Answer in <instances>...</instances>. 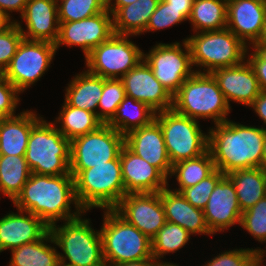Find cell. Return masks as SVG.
<instances>
[{
  "label": "cell",
  "instance_id": "6da1fadb",
  "mask_svg": "<svg viewBox=\"0 0 266 266\" xmlns=\"http://www.w3.org/2000/svg\"><path fill=\"white\" fill-rule=\"evenodd\" d=\"M13 203L17 210L38 216L48 227L57 224L59 220H72L85 213L76 199L71 174L51 176L31 173ZM73 203L76 210L74 213L70 206Z\"/></svg>",
  "mask_w": 266,
  "mask_h": 266
},
{
  "label": "cell",
  "instance_id": "7a4b0ae2",
  "mask_svg": "<svg viewBox=\"0 0 266 266\" xmlns=\"http://www.w3.org/2000/svg\"><path fill=\"white\" fill-rule=\"evenodd\" d=\"M266 128L226 120L208 132V151L215 168L225 175L235 170L260 168Z\"/></svg>",
  "mask_w": 266,
  "mask_h": 266
},
{
  "label": "cell",
  "instance_id": "3957f363",
  "mask_svg": "<svg viewBox=\"0 0 266 266\" xmlns=\"http://www.w3.org/2000/svg\"><path fill=\"white\" fill-rule=\"evenodd\" d=\"M195 71L173 95L172 109L195 120L210 118L214 124L225 122L231 107L216 80L211 73Z\"/></svg>",
  "mask_w": 266,
  "mask_h": 266
},
{
  "label": "cell",
  "instance_id": "277c9868",
  "mask_svg": "<svg viewBox=\"0 0 266 266\" xmlns=\"http://www.w3.org/2000/svg\"><path fill=\"white\" fill-rule=\"evenodd\" d=\"M75 195L84 212L114 209L125 195L120 154L107 164L93 165L74 177Z\"/></svg>",
  "mask_w": 266,
  "mask_h": 266
},
{
  "label": "cell",
  "instance_id": "5b68a950",
  "mask_svg": "<svg viewBox=\"0 0 266 266\" xmlns=\"http://www.w3.org/2000/svg\"><path fill=\"white\" fill-rule=\"evenodd\" d=\"M25 159L35 174H71L70 140L64 137L55 123H48L41 117L31 129Z\"/></svg>",
  "mask_w": 266,
  "mask_h": 266
},
{
  "label": "cell",
  "instance_id": "8992f818",
  "mask_svg": "<svg viewBox=\"0 0 266 266\" xmlns=\"http://www.w3.org/2000/svg\"><path fill=\"white\" fill-rule=\"evenodd\" d=\"M104 213L100 233L106 266L154 258L151 239L114 209H106Z\"/></svg>",
  "mask_w": 266,
  "mask_h": 266
},
{
  "label": "cell",
  "instance_id": "52a82bcc",
  "mask_svg": "<svg viewBox=\"0 0 266 266\" xmlns=\"http://www.w3.org/2000/svg\"><path fill=\"white\" fill-rule=\"evenodd\" d=\"M89 221L80 215L60 227L56 224L49 227L54 244L65 254L58 253L60 262L69 266H106L101 233L92 229Z\"/></svg>",
  "mask_w": 266,
  "mask_h": 266
},
{
  "label": "cell",
  "instance_id": "ba28073f",
  "mask_svg": "<svg viewBox=\"0 0 266 266\" xmlns=\"http://www.w3.org/2000/svg\"><path fill=\"white\" fill-rule=\"evenodd\" d=\"M185 40L190 49L192 64L207 68L203 69L205 73L240 65L249 51L248 46L228 28L197 32Z\"/></svg>",
  "mask_w": 266,
  "mask_h": 266
},
{
  "label": "cell",
  "instance_id": "9c48e42d",
  "mask_svg": "<svg viewBox=\"0 0 266 266\" xmlns=\"http://www.w3.org/2000/svg\"><path fill=\"white\" fill-rule=\"evenodd\" d=\"M171 164L198 157L208 150V134L202 132L197 120L173 109L156 113Z\"/></svg>",
  "mask_w": 266,
  "mask_h": 266
},
{
  "label": "cell",
  "instance_id": "30bf717a",
  "mask_svg": "<svg viewBox=\"0 0 266 266\" xmlns=\"http://www.w3.org/2000/svg\"><path fill=\"white\" fill-rule=\"evenodd\" d=\"M124 145V135L101 125L97 130L73 138L70 141V173L73 178L93 165L107 164L115 160Z\"/></svg>",
  "mask_w": 266,
  "mask_h": 266
},
{
  "label": "cell",
  "instance_id": "8fae6325",
  "mask_svg": "<svg viewBox=\"0 0 266 266\" xmlns=\"http://www.w3.org/2000/svg\"><path fill=\"white\" fill-rule=\"evenodd\" d=\"M128 38L129 35L114 33L95 47L85 57L87 71L105 79H119L127 74L143 59L144 53Z\"/></svg>",
  "mask_w": 266,
  "mask_h": 266
},
{
  "label": "cell",
  "instance_id": "7c38bea8",
  "mask_svg": "<svg viewBox=\"0 0 266 266\" xmlns=\"http://www.w3.org/2000/svg\"><path fill=\"white\" fill-rule=\"evenodd\" d=\"M56 52L53 43L23 39L3 76L21 93L45 74Z\"/></svg>",
  "mask_w": 266,
  "mask_h": 266
},
{
  "label": "cell",
  "instance_id": "4fadbf2b",
  "mask_svg": "<svg viewBox=\"0 0 266 266\" xmlns=\"http://www.w3.org/2000/svg\"><path fill=\"white\" fill-rule=\"evenodd\" d=\"M171 44L158 43L151 48L149 53H143V59L150 66L155 78L173 96L196 71L192 70L193 64L190 49L184 39ZM184 46V49H182ZM184 50V51H183Z\"/></svg>",
  "mask_w": 266,
  "mask_h": 266
},
{
  "label": "cell",
  "instance_id": "5bb4252c",
  "mask_svg": "<svg viewBox=\"0 0 266 266\" xmlns=\"http://www.w3.org/2000/svg\"><path fill=\"white\" fill-rule=\"evenodd\" d=\"M114 210L151 240L166 223L160 192L128 193Z\"/></svg>",
  "mask_w": 266,
  "mask_h": 266
},
{
  "label": "cell",
  "instance_id": "9a60e30c",
  "mask_svg": "<svg viewBox=\"0 0 266 266\" xmlns=\"http://www.w3.org/2000/svg\"><path fill=\"white\" fill-rule=\"evenodd\" d=\"M112 16L106 9L79 21L59 22L56 50L60 45L80 46L86 57L95 47L114 34Z\"/></svg>",
  "mask_w": 266,
  "mask_h": 266
},
{
  "label": "cell",
  "instance_id": "2e32d148",
  "mask_svg": "<svg viewBox=\"0 0 266 266\" xmlns=\"http://www.w3.org/2000/svg\"><path fill=\"white\" fill-rule=\"evenodd\" d=\"M120 79L126 96L144 102L156 112L172 109L173 96L155 78L144 59Z\"/></svg>",
  "mask_w": 266,
  "mask_h": 266
},
{
  "label": "cell",
  "instance_id": "e0dca14e",
  "mask_svg": "<svg viewBox=\"0 0 266 266\" xmlns=\"http://www.w3.org/2000/svg\"><path fill=\"white\" fill-rule=\"evenodd\" d=\"M125 195L128 193H155L167 187V177L155 166L132 152L125 144L120 151Z\"/></svg>",
  "mask_w": 266,
  "mask_h": 266
},
{
  "label": "cell",
  "instance_id": "ac0fdd59",
  "mask_svg": "<svg viewBox=\"0 0 266 266\" xmlns=\"http://www.w3.org/2000/svg\"><path fill=\"white\" fill-rule=\"evenodd\" d=\"M203 212L212 234L224 232L236 223L240 225L242 210L234 184L226 175L216 184Z\"/></svg>",
  "mask_w": 266,
  "mask_h": 266
},
{
  "label": "cell",
  "instance_id": "d6986e66",
  "mask_svg": "<svg viewBox=\"0 0 266 266\" xmlns=\"http://www.w3.org/2000/svg\"><path fill=\"white\" fill-rule=\"evenodd\" d=\"M265 18L266 0L227 1L226 28L232 31L245 45L252 44L253 48L259 40Z\"/></svg>",
  "mask_w": 266,
  "mask_h": 266
},
{
  "label": "cell",
  "instance_id": "ffe728a7",
  "mask_svg": "<svg viewBox=\"0 0 266 266\" xmlns=\"http://www.w3.org/2000/svg\"><path fill=\"white\" fill-rule=\"evenodd\" d=\"M245 61L237 66L218 68L211 72L229 106L233 100L250 107L261 92L253 68Z\"/></svg>",
  "mask_w": 266,
  "mask_h": 266
},
{
  "label": "cell",
  "instance_id": "44dd1931",
  "mask_svg": "<svg viewBox=\"0 0 266 266\" xmlns=\"http://www.w3.org/2000/svg\"><path fill=\"white\" fill-rule=\"evenodd\" d=\"M124 144L135 154L158 168L167 178L172 164L167 153L160 125L154 120L150 125L130 131Z\"/></svg>",
  "mask_w": 266,
  "mask_h": 266
},
{
  "label": "cell",
  "instance_id": "7402d4cb",
  "mask_svg": "<svg viewBox=\"0 0 266 266\" xmlns=\"http://www.w3.org/2000/svg\"><path fill=\"white\" fill-rule=\"evenodd\" d=\"M58 4L55 0H28L20 16L25 20L28 31L15 21L24 39L56 43L59 34Z\"/></svg>",
  "mask_w": 266,
  "mask_h": 266
},
{
  "label": "cell",
  "instance_id": "603a6c76",
  "mask_svg": "<svg viewBox=\"0 0 266 266\" xmlns=\"http://www.w3.org/2000/svg\"><path fill=\"white\" fill-rule=\"evenodd\" d=\"M0 218V252L40 240L49 227L28 211L18 210ZM25 213V214H23Z\"/></svg>",
  "mask_w": 266,
  "mask_h": 266
},
{
  "label": "cell",
  "instance_id": "cb8c5ba5",
  "mask_svg": "<svg viewBox=\"0 0 266 266\" xmlns=\"http://www.w3.org/2000/svg\"><path fill=\"white\" fill-rule=\"evenodd\" d=\"M168 188L160 191L166 221L180 225L191 235H211L203 210L192 206L180 192Z\"/></svg>",
  "mask_w": 266,
  "mask_h": 266
},
{
  "label": "cell",
  "instance_id": "d4e9b609",
  "mask_svg": "<svg viewBox=\"0 0 266 266\" xmlns=\"http://www.w3.org/2000/svg\"><path fill=\"white\" fill-rule=\"evenodd\" d=\"M40 119L26 110L0 120V155L25 156L31 129Z\"/></svg>",
  "mask_w": 266,
  "mask_h": 266
},
{
  "label": "cell",
  "instance_id": "484cf974",
  "mask_svg": "<svg viewBox=\"0 0 266 266\" xmlns=\"http://www.w3.org/2000/svg\"><path fill=\"white\" fill-rule=\"evenodd\" d=\"M160 0H139L120 7L113 14L115 34L137 36L144 33Z\"/></svg>",
  "mask_w": 266,
  "mask_h": 266
},
{
  "label": "cell",
  "instance_id": "4316f807",
  "mask_svg": "<svg viewBox=\"0 0 266 266\" xmlns=\"http://www.w3.org/2000/svg\"><path fill=\"white\" fill-rule=\"evenodd\" d=\"M103 91V78L88 71L77 74L66 87L65 102L73 107L97 114Z\"/></svg>",
  "mask_w": 266,
  "mask_h": 266
},
{
  "label": "cell",
  "instance_id": "83f0119b",
  "mask_svg": "<svg viewBox=\"0 0 266 266\" xmlns=\"http://www.w3.org/2000/svg\"><path fill=\"white\" fill-rule=\"evenodd\" d=\"M226 176L234 184L242 212L266 196L265 171L262 168L235 170Z\"/></svg>",
  "mask_w": 266,
  "mask_h": 266
},
{
  "label": "cell",
  "instance_id": "f1b7e54d",
  "mask_svg": "<svg viewBox=\"0 0 266 266\" xmlns=\"http://www.w3.org/2000/svg\"><path fill=\"white\" fill-rule=\"evenodd\" d=\"M156 113L144 102L125 96L107 124L125 136L132 130L150 125L155 120Z\"/></svg>",
  "mask_w": 266,
  "mask_h": 266
},
{
  "label": "cell",
  "instance_id": "f546056e",
  "mask_svg": "<svg viewBox=\"0 0 266 266\" xmlns=\"http://www.w3.org/2000/svg\"><path fill=\"white\" fill-rule=\"evenodd\" d=\"M54 243V239L48 231L40 240L11 250L12 257L9 266H57L59 254L56 247L45 242Z\"/></svg>",
  "mask_w": 266,
  "mask_h": 266
},
{
  "label": "cell",
  "instance_id": "4dcf8cb0",
  "mask_svg": "<svg viewBox=\"0 0 266 266\" xmlns=\"http://www.w3.org/2000/svg\"><path fill=\"white\" fill-rule=\"evenodd\" d=\"M228 0H194L189 16L194 32L217 31L226 28Z\"/></svg>",
  "mask_w": 266,
  "mask_h": 266
},
{
  "label": "cell",
  "instance_id": "1f68e13d",
  "mask_svg": "<svg viewBox=\"0 0 266 266\" xmlns=\"http://www.w3.org/2000/svg\"><path fill=\"white\" fill-rule=\"evenodd\" d=\"M25 156L0 155V192L12 202L31 175Z\"/></svg>",
  "mask_w": 266,
  "mask_h": 266
},
{
  "label": "cell",
  "instance_id": "d6a6232c",
  "mask_svg": "<svg viewBox=\"0 0 266 266\" xmlns=\"http://www.w3.org/2000/svg\"><path fill=\"white\" fill-rule=\"evenodd\" d=\"M56 123L57 129L70 141L78 136L97 130L104 123L97 114L68 105L65 101Z\"/></svg>",
  "mask_w": 266,
  "mask_h": 266
},
{
  "label": "cell",
  "instance_id": "836d02e7",
  "mask_svg": "<svg viewBox=\"0 0 266 266\" xmlns=\"http://www.w3.org/2000/svg\"><path fill=\"white\" fill-rule=\"evenodd\" d=\"M215 169L213 158L208 150L198 157L175 163L172 165L170 177L175 175L179 188L174 191L181 192L184 188L196 185Z\"/></svg>",
  "mask_w": 266,
  "mask_h": 266
},
{
  "label": "cell",
  "instance_id": "e575fe53",
  "mask_svg": "<svg viewBox=\"0 0 266 266\" xmlns=\"http://www.w3.org/2000/svg\"><path fill=\"white\" fill-rule=\"evenodd\" d=\"M191 234L178 224L166 221L165 225L151 240L152 256L155 260L163 258L167 253H174L183 248Z\"/></svg>",
  "mask_w": 266,
  "mask_h": 266
},
{
  "label": "cell",
  "instance_id": "d590c367",
  "mask_svg": "<svg viewBox=\"0 0 266 266\" xmlns=\"http://www.w3.org/2000/svg\"><path fill=\"white\" fill-rule=\"evenodd\" d=\"M58 21H79L106 10V0H60Z\"/></svg>",
  "mask_w": 266,
  "mask_h": 266
},
{
  "label": "cell",
  "instance_id": "8d00e7d4",
  "mask_svg": "<svg viewBox=\"0 0 266 266\" xmlns=\"http://www.w3.org/2000/svg\"><path fill=\"white\" fill-rule=\"evenodd\" d=\"M125 96L124 85L120 78H103V91L98 103V107L102 110L97 111V116L104 124H107L114 117L117 107Z\"/></svg>",
  "mask_w": 266,
  "mask_h": 266
},
{
  "label": "cell",
  "instance_id": "74e56055",
  "mask_svg": "<svg viewBox=\"0 0 266 266\" xmlns=\"http://www.w3.org/2000/svg\"><path fill=\"white\" fill-rule=\"evenodd\" d=\"M265 250L240 248L230 251H225L212 260L205 263L203 266H261L264 258Z\"/></svg>",
  "mask_w": 266,
  "mask_h": 266
},
{
  "label": "cell",
  "instance_id": "f35d334b",
  "mask_svg": "<svg viewBox=\"0 0 266 266\" xmlns=\"http://www.w3.org/2000/svg\"><path fill=\"white\" fill-rule=\"evenodd\" d=\"M225 176L220 170L215 169L209 176L196 185L184 188L180 193L194 207L204 209L216 184Z\"/></svg>",
  "mask_w": 266,
  "mask_h": 266
},
{
  "label": "cell",
  "instance_id": "ab89813d",
  "mask_svg": "<svg viewBox=\"0 0 266 266\" xmlns=\"http://www.w3.org/2000/svg\"><path fill=\"white\" fill-rule=\"evenodd\" d=\"M240 226L260 243L266 242V196L242 212Z\"/></svg>",
  "mask_w": 266,
  "mask_h": 266
},
{
  "label": "cell",
  "instance_id": "60d3db41",
  "mask_svg": "<svg viewBox=\"0 0 266 266\" xmlns=\"http://www.w3.org/2000/svg\"><path fill=\"white\" fill-rule=\"evenodd\" d=\"M186 20L188 19L182 14V10H176L170 7V4L164 0H160L144 32L157 31Z\"/></svg>",
  "mask_w": 266,
  "mask_h": 266
},
{
  "label": "cell",
  "instance_id": "b9f144b4",
  "mask_svg": "<svg viewBox=\"0 0 266 266\" xmlns=\"http://www.w3.org/2000/svg\"><path fill=\"white\" fill-rule=\"evenodd\" d=\"M23 39L24 36L16 22L0 33V69L2 71L12 60Z\"/></svg>",
  "mask_w": 266,
  "mask_h": 266
},
{
  "label": "cell",
  "instance_id": "7bdbcfd3",
  "mask_svg": "<svg viewBox=\"0 0 266 266\" xmlns=\"http://www.w3.org/2000/svg\"><path fill=\"white\" fill-rule=\"evenodd\" d=\"M20 92L4 77L0 78V120L13 117L20 101Z\"/></svg>",
  "mask_w": 266,
  "mask_h": 266
},
{
  "label": "cell",
  "instance_id": "ee69618b",
  "mask_svg": "<svg viewBox=\"0 0 266 266\" xmlns=\"http://www.w3.org/2000/svg\"><path fill=\"white\" fill-rule=\"evenodd\" d=\"M253 51L247 61L255 72L260 90L266 92V53L255 48Z\"/></svg>",
  "mask_w": 266,
  "mask_h": 266
},
{
  "label": "cell",
  "instance_id": "f6af8a7d",
  "mask_svg": "<svg viewBox=\"0 0 266 266\" xmlns=\"http://www.w3.org/2000/svg\"><path fill=\"white\" fill-rule=\"evenodd\" d=\"M27 2L28 0H0V11L10 19L9 13L12 11L20 12L22 16Z\"/></svg>",
  "mask_w": 266,
  "mask_h": 266
},
{
  "label": "cell",
  "instance_id": "bcb514c9",
  "mask_svg": "<svg viewBox=\"0 0 266 266\" xmlns=\"http://www.w3.org/2000/svg\"><path fill=\"white\" fill-rule=\"evenodd\" d=\"M250 106L266 124V92L261 91Z\"/></svg>",
  "mask_w": 266,
  "mask_h": 266
},
{
  "label": "cell",
  "instance_id": "7dc6e473",
  "mask_svg": "<svg viewBox=\"0 0 266 266\" xmlns=\"http://www.w3.org/2000/svg\"><path fill=\"white\" fill-rule=\"evenodd\" d=\"M170 7L176 10H182V14L189 19L194 0H164Z\"/></svg>",
  "mask_w": 266,
  "mask_h": 266
},
{
  "label": "cell",
  "instance_id": "c3c4849f",
  "mask_svg": "<svg viewBox=\"0 0 266 266\" xmlns=\"http://www.w3.org/2000/svg\"><path fill=\"white\" fill-rule=\"evenodd\" d=\"M115 3L112 4V0H106V9L113 15L120 7L132 4L139 0H114Z\"/></svg>",
  "mask_w": 266,
  "mask_h": 266
},
{
  "label": "cell",
  "instance_id": "681fc988",
  "mask_svg": "<svg viewBox=\"0 0 266 266\" xmlns=\"http://www.w3.org/2000/svg\"><path fill=\"white\" fill-rule=\"evenodd\" d=\"M155 263H156L155 258H147L143 260L120 263L113 266H155Z\"/></svg>",
  "mask_w": 266,
  "mask_h": 266
},
{
  "label": "cell",
  "instance_id": "f907efd6",
  "mask_svg": "<svg viewBox=\"0 0 266 266\" xmlns=\"http://www.w3.org/2000/svg\"><path fill=\"white\" fill-rule=\"evenodd\" d=\"M255 49L266 53V18L263 26L262 34L256 44L253 46Z\"/></svg>",
  "mask_w": 266,
  "mask_h": 266
},
{
  "label": "cell",
  "instance_id": "816d5d0a",
  "mask_svg": "<svg viewBox=\"0 0 266 266\" xmlns=\"http://www.w3.org/2000/svg\"><path fill=\"white\" fill-rule=\"evenodd\" d=\"M14 22L15 20L11 21L10 18L0 11V33L9 28Z\"/></svg>",
  "mask_w": 266,
  "mask_h": 266
},
{
  "label": "cell",
  "instance_id": "f5cc1de1",
  "mask_svg": "<svg viewBox=\"0 0 266 266\" xmlns=\"http://www.w3.org/2000/svg\"><path fill=\"white\" fill-rule=\"evenodd\" d=\"M260 168H262L264 171H266V139L264 142L262 162H261Z\"/></svg>",
  "mask_w": 266,
  "mask_h": 266
},
{
  "label": "cell",
  "instance_id": "db71d44e",
  "mask_svg": "<svg viewBox=\"0 0 266 266\" xmlns=\"http://www.w3.org/2000/svg\"><path fill=\"white\" fill-rule=\"evenodd\" d=\"M161 260H156L155 266H178L170 262H160Z\"/></svg>",
  "mask_w": 266,
  "mask_h": 266
},
{
  "label": "cell",
  "instance_id": "11a10c76",
  "mask_svg": "<svg viewBox=\"0 0 266 266\" xmlns=\"http://www.w3.org/2000/svg\"><path fill=\"white\" fill-rule=\"evenodd\" d=\"M57 266H69V265H66V264H64L62 262H59Z\"/></svg>",
  "mask_w": 266,
  "mask_h": 266
},
{
  "label": "cell",
  "instance_id": "9f6ffc18",
  "mask_svg": "<svg viewBox=\"0 0 266 266\" xmlns=\"http://www.w3.org/2000/svg\"><path fill=\"white\" fill-rule=\"evenodd\" d=\"M3 76V71L0 69V78Z\"/></svg>",
  "mask_w": 266,
  "mask_h": 266
},
{
  "label": "cell",
  "instance_id": "6f0895ef",
  "mask_svg": "<svg viewBox=\"0 0 266 266\" xmlns=\"http://www.w3.org/2000/svg\"><path fill=\"white\" fill-rule=\"evenodd\" d=\"M265 189H266V171H265Z\"/></svg>",
  "mask_w": 266,
  "mask_h": 266
}]
</instances>
